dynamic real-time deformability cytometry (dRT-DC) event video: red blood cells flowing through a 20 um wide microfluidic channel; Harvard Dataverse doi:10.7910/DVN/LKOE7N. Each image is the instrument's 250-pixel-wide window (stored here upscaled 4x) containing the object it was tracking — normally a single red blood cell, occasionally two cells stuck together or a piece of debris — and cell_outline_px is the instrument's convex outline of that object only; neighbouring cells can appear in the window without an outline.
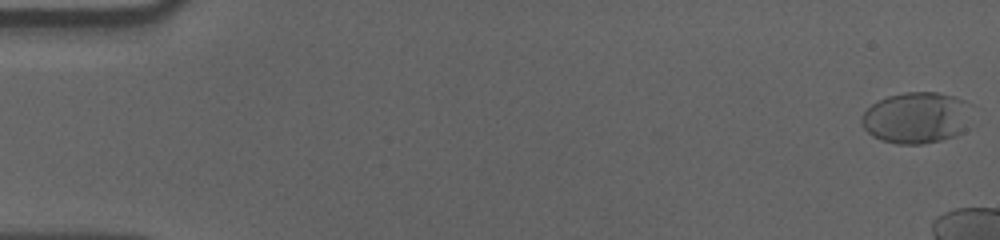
{"species": "human", "species_latin": "Homo sapiens", "temperature_condition": "cold", "stored_images_in_passage": 13, "camera_frame_rate_fps": 3000, "um_per_image_px": 0.085, "donor": {"sex": "male"}, "frame": {"image": 1, "passage_image": 1, "time_ms": 0.0, "image_size_px": [1000, 240], "cell_outline_px": [[972, 104], [968, 128], [964, 132], [956, 136], [924, 144], [896, 144], [880, 140], [872, 136], [864, 128], [860, 120], [860, 116], [872, 104], [888, 96], [904, 92], [936, 92], [952, 96], [964, 100]], "centroid_in_image_um": [77.93, 10.02], "position_along_channel_um": 7.1, "area_um2": 33.47}}